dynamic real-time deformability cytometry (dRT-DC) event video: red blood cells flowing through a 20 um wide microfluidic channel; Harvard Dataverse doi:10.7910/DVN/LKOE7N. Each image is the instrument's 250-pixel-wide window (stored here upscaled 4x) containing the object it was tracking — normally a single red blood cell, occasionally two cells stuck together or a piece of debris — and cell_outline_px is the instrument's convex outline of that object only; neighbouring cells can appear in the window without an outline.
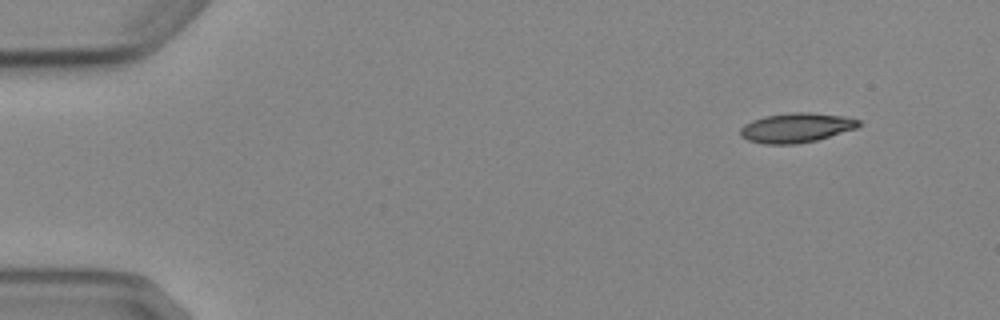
{"species": "Egyptian fruit bat (a non-hibernating species)", "species_latin": "Rousettus aegyptiacus", "temperature_condition": "cold", "stored_images_in_passage": 4, "camera_frame_rate_fps": 3000, "um_per_image_px": 0.085, "animal": {"sex": "female"}, "frame": {"image": 1, "passage_image": 1, "time_ms": 0.0, "image_size_px": [1000, 320], "cell_outline_px": [[864, 124], [856, 128], [816, 140], [796, 144], [764, 144], [748, 140], [740, 136], [740, 128], [744, 124], [752, 120], [764, 116], [788, 112], [808, 112], [844, 116], [860, 120]], "centroid_in_image_um": [67.67, 10.85], "position_along_channel_um": 17.3, "area_um2": 20.52}}
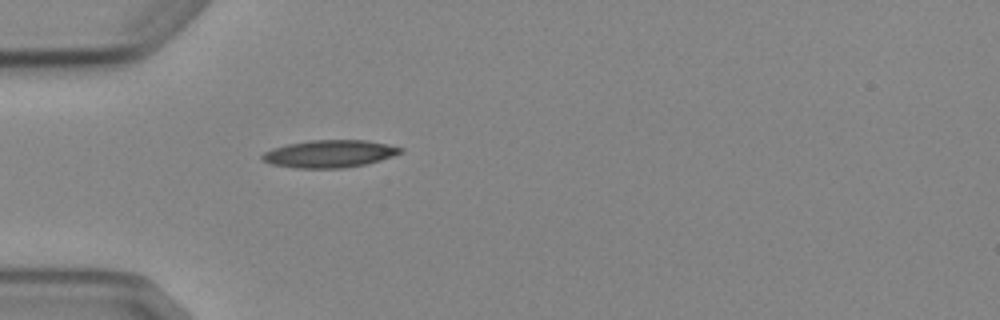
{"frame": {"image": 2, "passage_image": 4, "time_ms": 3.667, "image_size_px": [1000, 320], "cell_outline_px": [[404, 152], [380, 160], [364, 164], [344, 168], [296, 168], [272, 164], [264, 160], [260, 156], [264, 152], [272, 148], [288, 144], [308, 140], [364, 140], [404, 148]], "centroid_in_image_um": [28.0, 13.07], "position_along_channel_um": 57.0, "area_um2": 21.96}}